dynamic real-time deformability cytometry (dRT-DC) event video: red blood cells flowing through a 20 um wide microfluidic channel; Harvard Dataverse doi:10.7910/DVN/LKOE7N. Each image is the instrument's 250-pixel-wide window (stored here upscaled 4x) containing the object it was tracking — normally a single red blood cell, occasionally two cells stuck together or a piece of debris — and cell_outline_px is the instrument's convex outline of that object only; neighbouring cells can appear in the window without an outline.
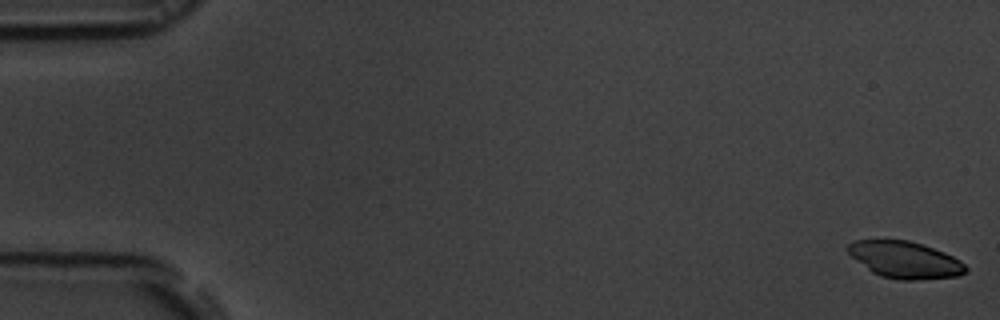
{"species": "common noctule bat (a hibernating species)", "species_latin": "Nyctalus noctula", "temperature_condition": "room temperature", "stored_images_in_passage": 50, "camera_frame_rate_fps": 3000, "um_per_image_px": 0.085, "animal": {"sex": "male", "body_mass_g": 19.5, "forearm_length_mm": 54.6}, "frame": {"image": 1, "passage_image": 1, "time_ms": 0.0, "image_size_px": [1000, 320], "cell_outline_px": [[968, 272], [956, 276], [912, 280], [900, 280], [880, 276], [872, 272], [852, 256], [844, 248], [848, 244], [856, 240], [908, 240], [944, 252], [960, 260], [968, 268]], "centroid_in_image_um": [76.92, 22.08], "position_along_channel_um": 8.1, "area_um2": 25.03}}
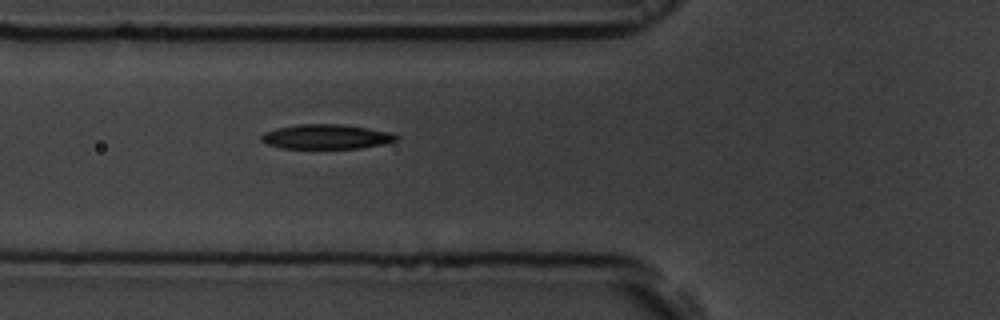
{"frame": {"image": 2, "passage_image": 15, "time_ms": 4.667, "image_size_px": [1000, 320], "cell_outline_px": [[400, 140], [384, 144], [360, 148], [280, 148], [268, 144], [260, 140], [260, 136], [264, 132], [276, 128], [296, 124], [340, 124], [368, 128], [388, 132], [400, 136]], "centroid_in_image_um": [27.74, 11.62], "position_along_channel_um": 98.1, "area_um2": 19.48}}
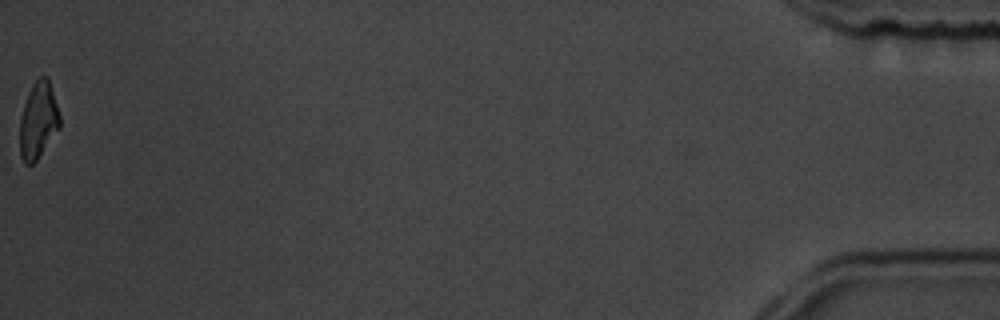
{"frame": {"image": 3, "passage_image": 50, "time_ms": 16.333, "image_size_px": [1000, 320], "cell_outline_px": [[60, 128], [36, 160], [32, 164], [24, 164], [20, 156], [20, 120], [24, 104], [28, 92], [32, 84], [40, 76], [48, 76], [60, 116]], "centroid_in_image_um": [3.25, 10.23], "position_along_channel_um": 432.0, "area_um2": 17.8}, "authors_computed_cell_mechanics": {"area_um2": 19.5653, "velocity_mm_per_s": 3.7257, "shape_relaxation_time_tau1_ms": 3.5219, "shape_relaxation_time_tau2_ms": 9.3701, "deformation_change_tau1": 0.1478, "deformation_change_tau2": 0.1951}}